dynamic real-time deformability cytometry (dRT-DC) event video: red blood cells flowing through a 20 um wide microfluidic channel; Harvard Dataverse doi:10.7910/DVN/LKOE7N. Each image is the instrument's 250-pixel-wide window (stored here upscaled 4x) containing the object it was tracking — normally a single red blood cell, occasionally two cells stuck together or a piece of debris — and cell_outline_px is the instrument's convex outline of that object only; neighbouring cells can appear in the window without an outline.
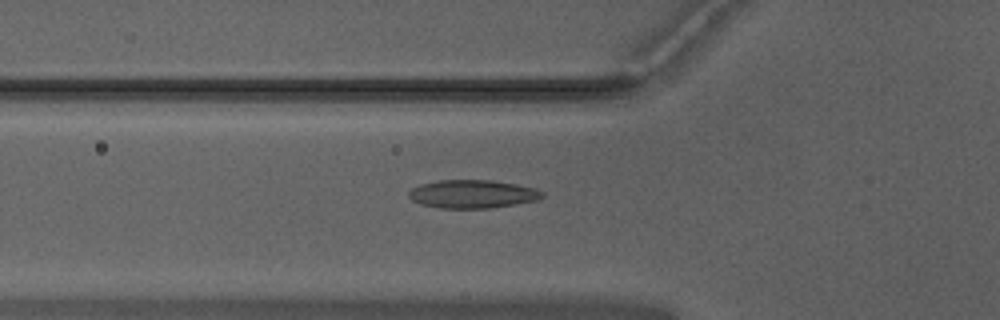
{"species": "Egyptian fruit bat (a non-hibernating species)", "species_latin": "Rousettus aegyptiacus", "temperature_condition": "warm", "stored_images_in_passage": 52, "camera_frame_rate_fps": 3000, "um_per_image_px": 0.085, "animal": {"sex": "male"}, "frame": {"image": 1, "passage_image": 18, "time_ms": 5.667, "image_size_px": [1000, 320], "cell_outline_px": [[544, 196], [536, 200], [516, 204], [488, 208], [440, 208], [420, 204], [412, 200], [408, 196], [408, 192], [412, 188], [420, 184], [440, 180], [492, 180], [516, 184], [536, 188], [544, 192]], "centroid_in_image_um": [40.16, 16.49], "position_along_channel_um": 85.6, "area_um2": 22.02}}
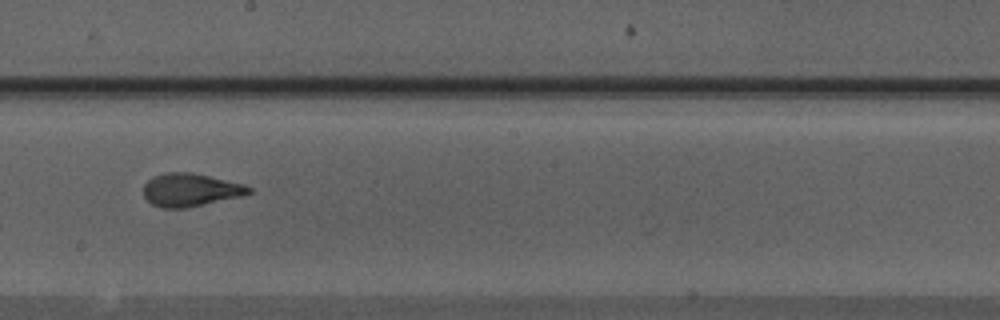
{"frame": {"image": 2, "passage_image": 29, "time_ms": 9.333, "image_size_px": [1000, 320], "cell_outline_px": [[252, 192], [244, 196], [184, 208], [160, 208], [152, 204], [144, 196], [144, 184], [148, 180], [156, 176], [168, 172], [192, 172], [244, 184], [252, 188]], "centroid_in_image_um": [16.21, 16.14], "position_along_channel_um": 232.0, "area_um2": 20.23}}
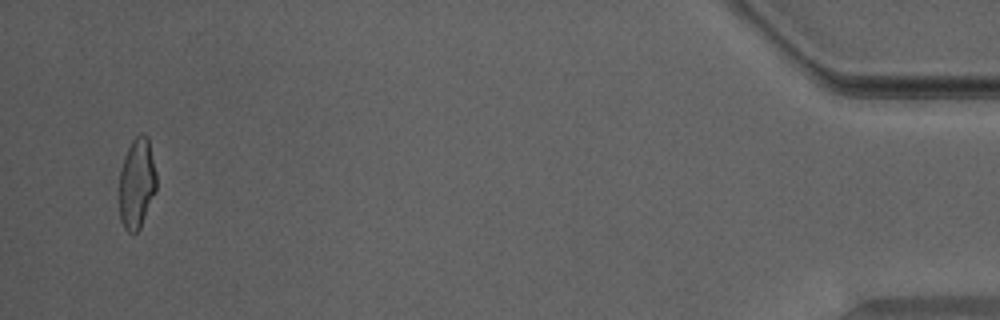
{"frame": {"image": 3, "passage_image": 50, "time_ms": 16.333, "image_size_px": [1000, 320], "cell_outline_px": [[156, 188], [140, 228], [136, 232], [128, 232], [124, 228], [120, 220], [120, 172], [124, 156], [132, 140], [140, 132], [148, 136], [156, 172]], "centroid_in_image_um": [11.63, 15.55], "position_along_channel_um": 423.6, "area_um2": 19.42}, "authors_computed_cell_mechanics": {"area_um2": 20.4034, "velocity_mm_per_s": 3.9728, "shape_relaxation_time_tau1_ms": 4.7685, "shape_relaxation_time_tau2_ms": 0.9452, "deformation_change_tau1": 0.2016, "deformation_change_tau2": 0.0604}}